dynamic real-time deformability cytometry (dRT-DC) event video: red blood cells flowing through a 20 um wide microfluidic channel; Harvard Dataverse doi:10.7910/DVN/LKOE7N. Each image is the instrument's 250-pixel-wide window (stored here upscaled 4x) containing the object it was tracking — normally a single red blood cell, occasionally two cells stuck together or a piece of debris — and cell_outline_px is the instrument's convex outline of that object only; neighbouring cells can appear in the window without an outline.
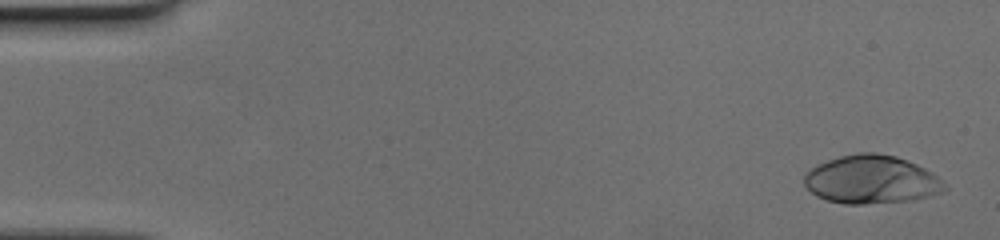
{"species": "human", "species_latin": "Homo sapiens", "temperature_condition": "cold", "stored_images_in_passage": 44, "camera_frame_rate_fps": 3000, "um_per_image_px": 0.085, "donor": {"sex": "female"}, "frame": {"image": 1, "passage_image": 1, "time_ms": 0.0, "image_size_px": [1000, 240], "cell_outline_px": [[948, 188], [944, 192], [908, 200], [864, 204], [844, 204], [828, 200], [816, 196], [804, 184], [804, 176], [812, 168], [828, 160], [840, 156], [856, 152], [876, 152], [896, 156], [916, 164], [932, 172]], "centroid_in_image_um": [74.06, 15.25], "position_along_channel_um": 10.9, "area_um2": 39.19}}
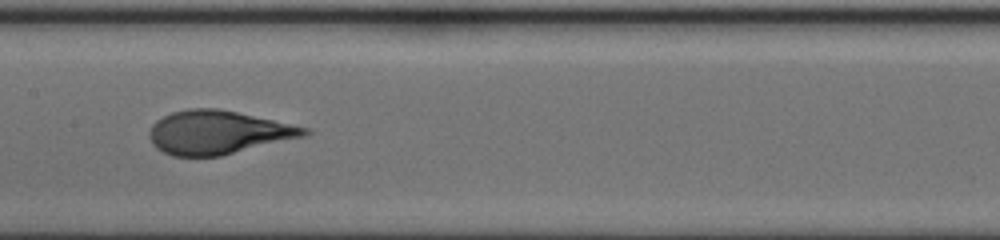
{"frame": {"image": 2, "passage_image": 25, "time_ms": 8.0, "image_size_px": [1000, 240], "cell_outline_px": [[312, 132], [304, 136], [220, 156], [172, 156], [156, 148], [152, 144], [148, 132], [152, 124], [156, 120], [172, 112], [188, 108], [216, 108], [236, 112], [308, 128]], "centroid_in_image_um": [18.47, 11.25], "position_along_channel_um": 188.9, "area_um2": 38.96}}
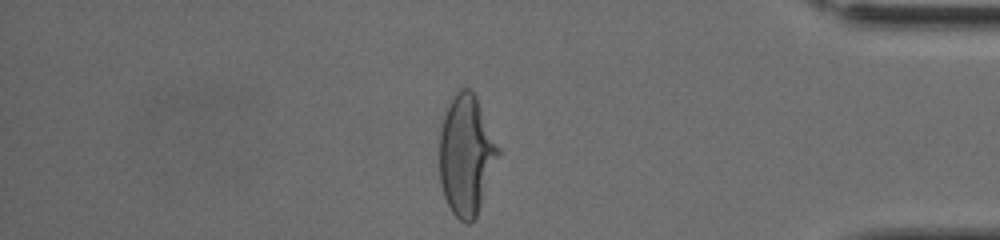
{"frame": {"image": 3, "passage_image": 43, "time_ms": 14.0, "image_size_px": [1000, 240], "cell_outline_px": [[500, 152], [476, 216], [472, 224], [468, 224], [460, 220], [452, 212], [444, 196], [440, 184], [440, 132], [444, 116], [448, 104], [456, 92], [460, 88], [468, 88], [476, 96], [500, 148]], "centroid_in_image_um": [39.63, 13.18], "position_along_channel_um": 395.6, "area_um2": 40.75}}